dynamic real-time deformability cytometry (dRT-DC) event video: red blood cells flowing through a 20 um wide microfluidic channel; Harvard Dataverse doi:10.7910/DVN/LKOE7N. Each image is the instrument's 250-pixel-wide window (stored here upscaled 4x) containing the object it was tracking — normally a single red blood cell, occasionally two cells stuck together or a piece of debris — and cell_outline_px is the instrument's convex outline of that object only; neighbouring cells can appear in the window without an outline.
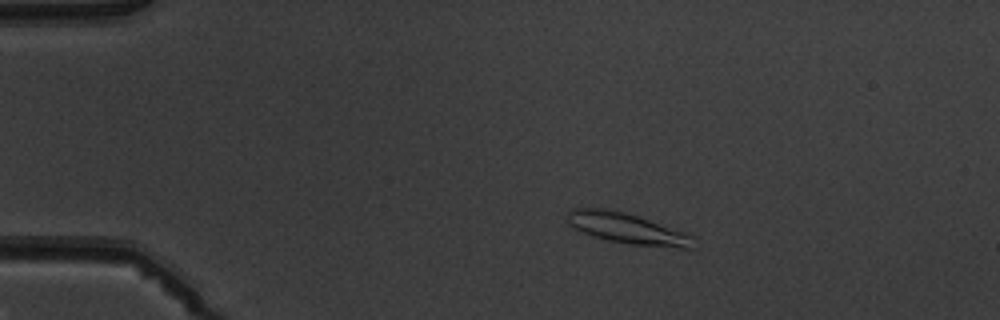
{"species": "common noctule bat (a hibernating species)", "species_latin": "Nyctalus noctula", "temperature_condition": "warm", "stored_images_in_passage": 5, "camera_frame_rate_fps": 3000, "um_per_image_px": 0.085, "animal": {"sex": "male", "body_mass_g": 19.5, "forearm_length_mm": 54.6}, "frame": {"image": 1, "passage_image": 1, "time_ms": 0.0, "image_size_px": [1000, 320], "cell_outline_px": [[696, 248], [680, 248], [632, 244], [608, 240], [592, 236], [580, 232], [572, 228], [568, 224], [568, 212], [572, 208], [604, 208], [624, 212], [684, 232], [692, 236]], "centroid_in_image_um": [53.26, 19.42], "position_along_channel_um": 31.7, "area_um2": 22.31}}
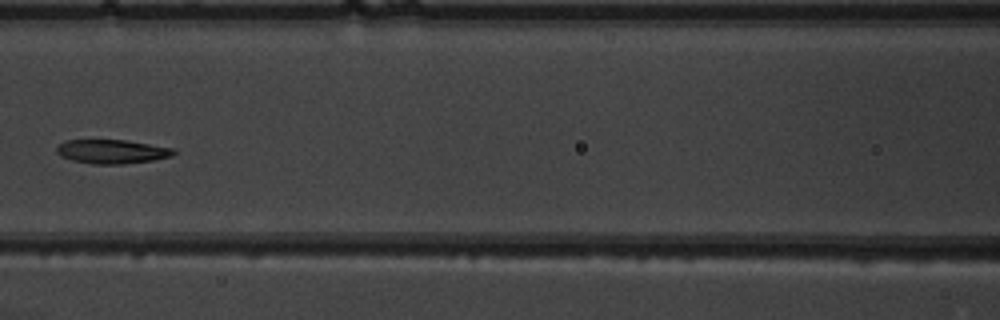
{"frame": {"image": 2, "passage_image": 5, "time_ms": 4.667, "image_size_px": [1000, 320], "cell_outline_px": [[176, 152], [172, 156], [152, 160], [124, 164], [92, 164], [72, 160], [60, 156], [56, 152], [56, 148], [64, 140], [124, 140], [176, 148]], "centroid_in_image_um": [9.52, 12.88], "position_along_channel_um": 157.1, "area_um2": 16.42}}